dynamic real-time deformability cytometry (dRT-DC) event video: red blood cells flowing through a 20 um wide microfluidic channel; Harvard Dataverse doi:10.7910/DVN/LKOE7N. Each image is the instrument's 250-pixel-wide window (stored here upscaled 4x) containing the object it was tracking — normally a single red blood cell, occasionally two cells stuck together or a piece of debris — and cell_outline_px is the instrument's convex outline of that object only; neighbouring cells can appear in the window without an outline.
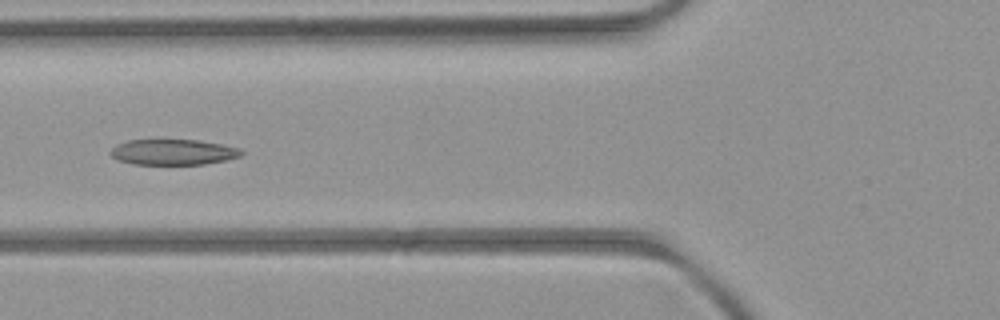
{"species": "common noctule bat (a hibernating species)", "species_latin": "Nyctalus noctula", "temperature_condition": "room temperature", "stored_images_in_passage": 6, "camera_frame_rate_fps": 3000, "um_per_image_px": 0.085, "animal": {"sex": "female", "body_mass_g": 21.9}, "frame": {"image": 1, "passage_image": 6, "time_ms": 6.0, "image_size_px": [1000, 320], "cell_outline_px": [[244, 152], [240, 156], [228, 160], [204, 164], [132, 164], [116, 160], [108, 152], [116, 144], [128, 140], [200, 140], [224, 144], [240, 148]], "centroid_in_image_um": [14.72, 12.92], "position_along_channel_um": 111.1, "area_um2": 19.77}}